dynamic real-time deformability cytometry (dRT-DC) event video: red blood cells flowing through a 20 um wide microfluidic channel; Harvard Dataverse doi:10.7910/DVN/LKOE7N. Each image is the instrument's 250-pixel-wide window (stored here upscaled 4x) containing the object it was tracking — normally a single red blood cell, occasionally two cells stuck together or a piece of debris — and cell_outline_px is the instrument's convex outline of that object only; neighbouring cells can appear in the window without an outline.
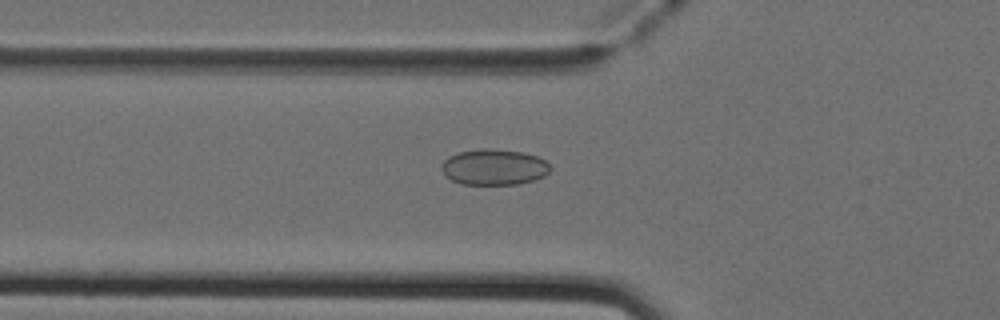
{"species": "Egyptian fruit bat (a non-hibernating species)", "species_latin": "Rousettus aegyptiacus", "temperature_condition": "cold", "stored_images_in_passage": 45, "camera_frame_rate_fps": 3000, "um_per_image_px": 0.085, "animal": {"sex": "female"}, "frame": {"image": 1, "passage_image": 12, "time_ms": 3.667, "image_size_px": [1000, 320], "cell_outline_px": [[552, 168], [544, 176], [532, 180], [516, 184], [460, 184], [444, 176], [440, 168], [440, 164], [448, 156], [460, 152], [484, 148], [492, 148], [524, 152], [536, 156], [544, 160]], "centroid_in_image_um": [41.95, 14.19], "position_along_channel_um": 83.9, "area_um2": 22.83}}
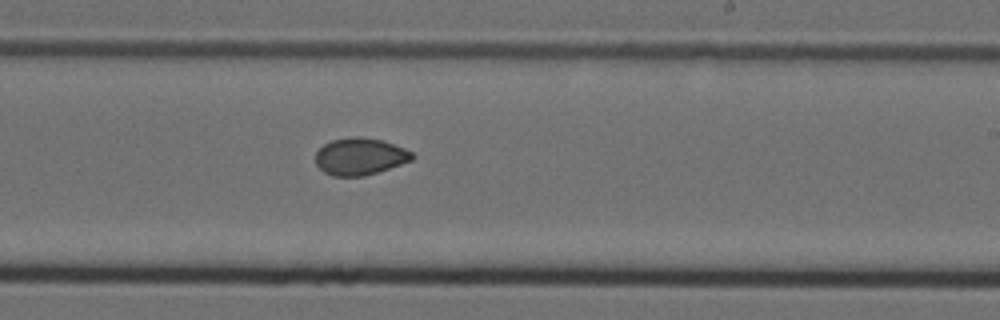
{"frame": {"image": 2, "passage_image": 25, "time_ms": 8.0, "image_size_px": [1000, 320], "cell_outline_px": [[416, 156], [412, 160], [364, 176], [332, 176], [324, 172], [316, 164], [316, 152], [324, 144], [332, 140], [356, 136], [384, 140], [404, 148], [412, 152]], "centroid_in_image_um": [30.6, 13.29], "position_along_channel_um": 258.4, "area_um2": 20.75}}
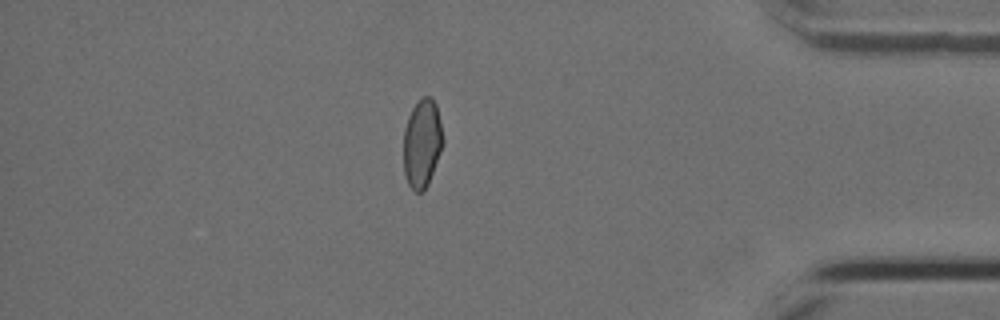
{"frame": {"image": 3, "passage_image": 38, "time_ms": 12.333, "image_size_px": [1000, 320], "cell_outline_px": [[444, 144], [428, 184], [424, 192], [416, 192], [408, 184], [404, 172], [404, 128], [408, 116], [412, 108], [420, 96], [432, 96], [436, 104], [444, 140]], "centroid_in_image_um": [35.88, 12.16], "position_along_channel_um": 399.3, "area_um2": 20.58}, "authors_computed_cell_mechanics": {"area_um2": 21.097, "velocity_mm_per_s": 4.0111, "shape_relaxation_time_tau1_ms": null, "shape_relaxation_time_tau2_ms": 1.8911, "deformation_change_tau1": null, "deformation_change_tau2": 0.0386}}